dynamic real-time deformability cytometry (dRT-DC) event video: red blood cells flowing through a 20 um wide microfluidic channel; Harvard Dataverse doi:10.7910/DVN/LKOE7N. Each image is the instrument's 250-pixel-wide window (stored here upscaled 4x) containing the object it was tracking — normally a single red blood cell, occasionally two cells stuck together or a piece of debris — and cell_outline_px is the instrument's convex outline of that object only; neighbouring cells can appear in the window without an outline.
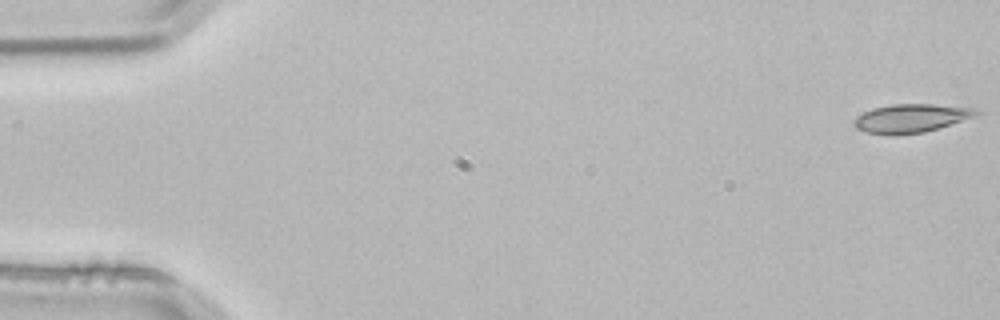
{"species": "common noctule bat (a hibernating species)", "species_latin": "Nyctalus noctula", "temperature_condition": "room temperature", "stored_images_in_passage": 3, "camera_frame_rate_fps": 3000, "um_per_image_px": 0.085, "animal": {"sex": "male", "body_mass_g": 21.5, "forearm_length_mm": 52.0}, "frame": {"image": 1, "passage_image": 1, "time_ms": 0.0, "image_size_px": [1000, 320], "cell_outline_px": [[980, 112], [972, 116], [924, 132], [864, 132], [856, 128], [852, 124], [852, 120], [864, 112], [872, 108], [892, 104], [932, 104], [976, 108]], "centroid_in_image_um": [77.39, 10.0], "position_along_channel_um": 7.6, "area_um2": 19.31}}
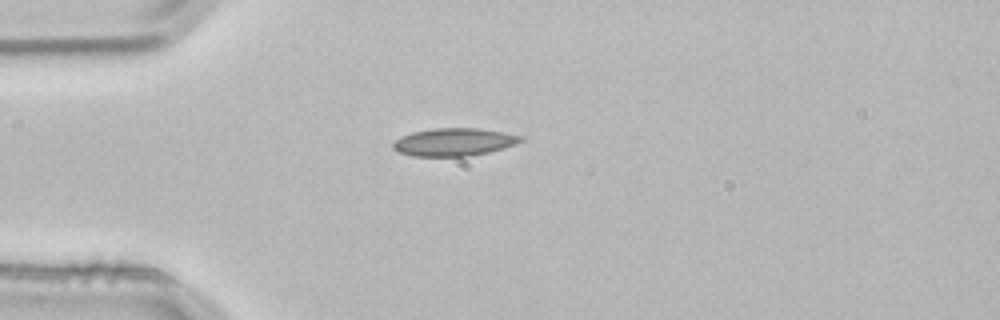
{"frame": {"image": 2, "passage_image": 3, "time_ms": 0.667, "image_size_px": [1000, 320], "cell_outline_px": [[528, 140], [504, 148], [488, 152], [468, 156], [412, 156], [400, 152], [392, 148], [392, 144], [400, 136], [412, 132], [432, 128], [480, 128], [524, 136]], "centroid_in_image_um": [38.63, 12.06], "position_along_channel_um": 46.4, "area_um2": 20.87}}